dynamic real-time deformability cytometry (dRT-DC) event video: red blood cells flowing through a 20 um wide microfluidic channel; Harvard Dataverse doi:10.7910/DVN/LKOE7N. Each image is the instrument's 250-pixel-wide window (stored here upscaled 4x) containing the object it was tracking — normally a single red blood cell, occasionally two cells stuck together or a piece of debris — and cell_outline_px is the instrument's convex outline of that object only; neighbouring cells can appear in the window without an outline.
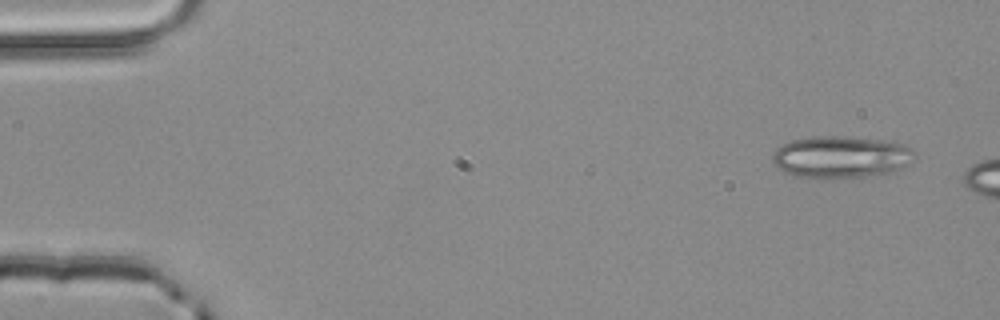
{"species": "common noctule bat (a hibernating species)", "species_latin": "Nyctalus noctula", "temperature_condition": "room temperature", "stored_images_in_passage": 5, "camera_frame_rate_fps": 3000, "um_per_image_px": 0.085, "animal": {"sex": "male", "body_mass_g": 20.4}, "frame": {"image": 1, "passage_image": 1, "time_ms": 0.0, "image_size_px": [1000, 320], "cell_outline_px": [[916, 156], [908, 164], [892, 172], [864, 176], [796, 176], [784, 172], [776, 168], [772, 160], [772, 152], [780, 144], [788, 140], [816, 136], [848, 136], [884, 140], [904, 144], [916, 152]], "centroid_in_image_um": [71.45, 13.3], "position_along_channel_um": 13.5, "area_um2": 34.62}}